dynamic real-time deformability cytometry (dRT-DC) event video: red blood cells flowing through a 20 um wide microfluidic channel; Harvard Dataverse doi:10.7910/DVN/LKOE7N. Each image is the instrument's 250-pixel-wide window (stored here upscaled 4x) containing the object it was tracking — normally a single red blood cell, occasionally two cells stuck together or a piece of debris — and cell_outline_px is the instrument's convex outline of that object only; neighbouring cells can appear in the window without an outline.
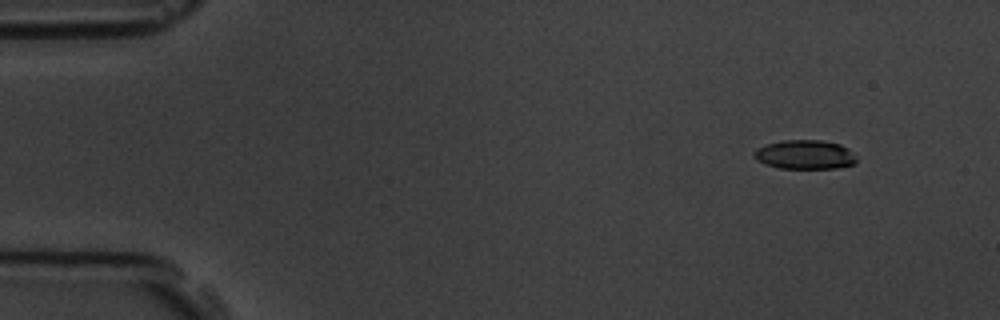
{"species": "common noctule bat (a hibernating species)", "species_latin": "Nyctalus noctula", "temperature_condition": "room temperature", "stored_images_in_passage": 5, "camera_frame_rate_fps": 3000, "um_per_image_px": 0.085, "animal": {"sex": "male", "body_mass_g": 19.5, "forearm_length_mm": 54.6}, "frame": {"image": 1, "passage_image": 1, "time_ms": 0.0, "image_size_px": [1000, 320], "cell_outline_px": [[856, 164], [836, 168], [780, 168], [764, 164], [756, 160], [752, 156], [752, 152], [756, 148], [780, 140], [820, 140], [840, 144], [856, 156]], "centroid_in_image_um": [68.37, 13.14], "position_along_channel_um": 16.6, "area_um2": 17.46}}